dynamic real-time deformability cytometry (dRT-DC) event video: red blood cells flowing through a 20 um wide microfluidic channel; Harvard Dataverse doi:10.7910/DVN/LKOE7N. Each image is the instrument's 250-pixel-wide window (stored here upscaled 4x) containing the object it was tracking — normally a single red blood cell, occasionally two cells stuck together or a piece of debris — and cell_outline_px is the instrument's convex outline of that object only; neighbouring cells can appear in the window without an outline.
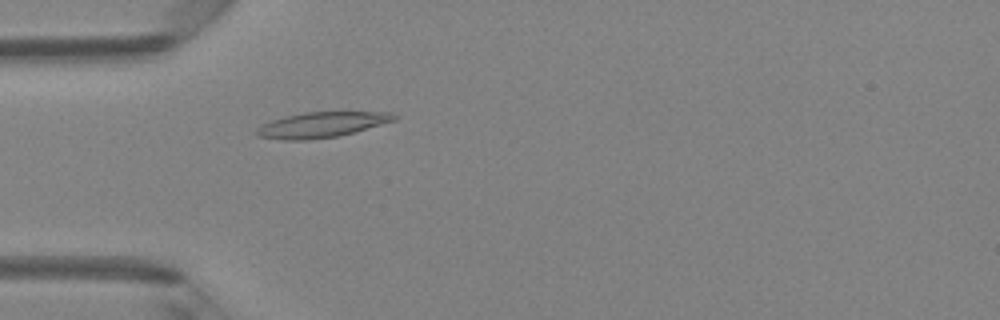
{"species": "Egyptian fruit bat (a non-hibernating species)", "species_latin": "Rousettus aegyptiacus", "temperature_condition": "room temperature", "stored_images_in_passage": 47, "camera_frame_rate_fps": 3000, "um_per_image_px": 0.085, "animal": {"sex": "female"}, "frame": {"image": 1, "passage_image": 13, "time_ms": 4.0, "image_size_px": [1000, 320], "cell_outline_px": [[400, 116], [396, 120], [352, 132], [336, 136], [308, 140], [284, 140], [256, 136], [252, 132], [256, 128], [272, 120], [284, 116], [304, 112], [392, 112]], "centroid_in_image_um": [27.3, 10.6], "position_along_channel_um": 57.7, "area_um2": 20.35}}
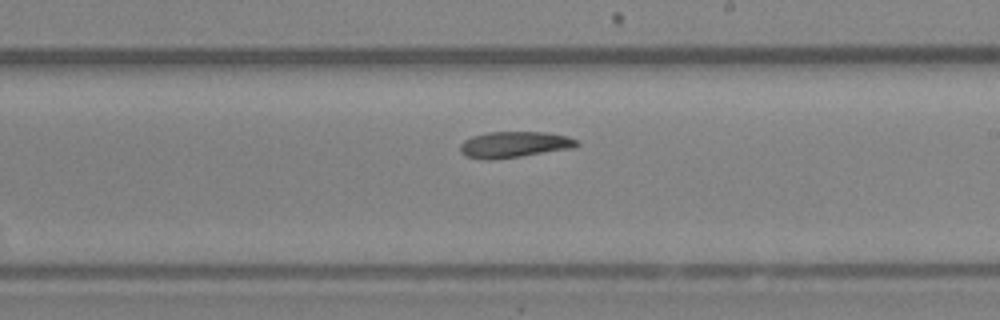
{"frame": {"image": 2, "passage_image": 27, "time_ms": 8.667, "image_size_px": [1000, 320], "cell_outline_px": [[580, 144], [572, 148], [520, 156], [492, 160], [480, 160], [468, 156], [460, 152], [460, 144], [464, 140], [472, 136], [488, 132], [544, 132], [568, 136], [576, 140]], "centroid_in_image_um": [43.68, 12.29], "position_along_channel_um": 245.3, "area_um2": 17.69}}
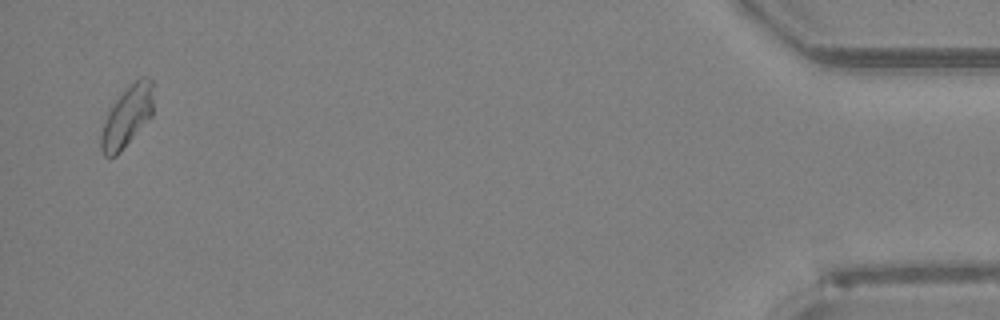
{"frame": {"image": 3, "passage_image": 46, "time_ms": 15.0, "image_size_px": [1000, 320], "cell_outline_px": [[152, 116], [120, 152], [116, 156], [104, 156], [100, 148], [100, 136], [108, 112], [116, 100], [140, 76], [148, 76], [152, 80]], "centroid_in_image_um": [10.8, 9.92], "position_along_channel_um": 424.4, "area_um2": 18.15}}